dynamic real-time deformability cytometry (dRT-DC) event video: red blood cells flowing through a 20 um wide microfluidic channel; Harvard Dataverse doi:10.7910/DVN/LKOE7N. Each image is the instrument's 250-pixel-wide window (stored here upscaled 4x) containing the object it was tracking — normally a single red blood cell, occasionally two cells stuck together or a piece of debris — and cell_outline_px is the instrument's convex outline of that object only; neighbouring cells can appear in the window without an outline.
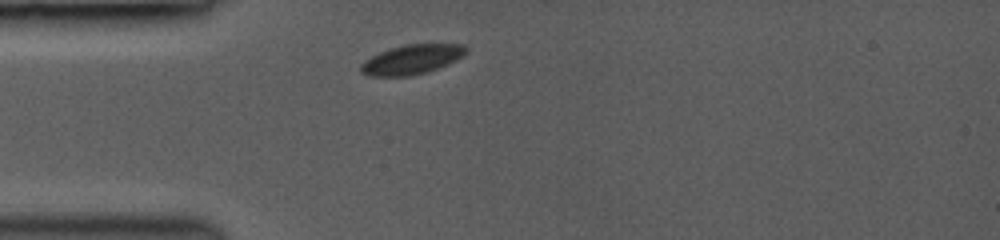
{"species": "common noctule bat (a hibernating species)", "species_latin": "Nyctalus noctula", "temperature_condition": "room temperature", "stored_images_in_passage": 4, "camera_frame_rate_fps": 3000, "um_per_image_px": 0.085, "animal": {"sex": "female", "body_mass_g": 19.0, "forearm_length_mm": 53.3}, "frame": {"image": 1, "passage_image": 1, "time_ms": 0.0, "image_size_px": [1000, 240], "cell_outline_px": [[468, 52], [464, 56], [448, 64], [424, 72], [408, 76], [368, 76], [360, 72], [360, 64], [364, 60], [380, 52], [404, 44], [464, 44], [468, 48]], "centroid_in_image_um": [35.01, 5.05], "position_along_channel_um": 50.0, "area_um2": 18.09}}
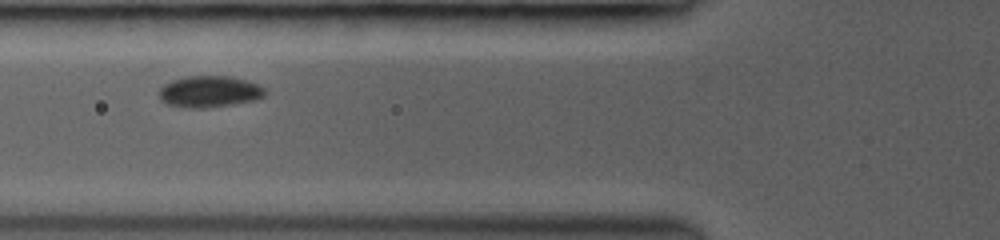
{"frame": {"image": 2, "passage_image": 3, "time_ms": 1.667, "image_size_px": [1000, 240], "cell_outline_px": [[268, 92], [264, 96], [256, 100], [232, 104], [204, 108], [184, 108], [168, 104], [160, 100], [160, 88], [164, 84], [172, 80], [184, 76], [228, 76], [248, 80], [264, 88]], "centroid_in_image_um": [17.81, 7.78], "position_along_channel_um": 108.0, "area_um2": 19.54}}